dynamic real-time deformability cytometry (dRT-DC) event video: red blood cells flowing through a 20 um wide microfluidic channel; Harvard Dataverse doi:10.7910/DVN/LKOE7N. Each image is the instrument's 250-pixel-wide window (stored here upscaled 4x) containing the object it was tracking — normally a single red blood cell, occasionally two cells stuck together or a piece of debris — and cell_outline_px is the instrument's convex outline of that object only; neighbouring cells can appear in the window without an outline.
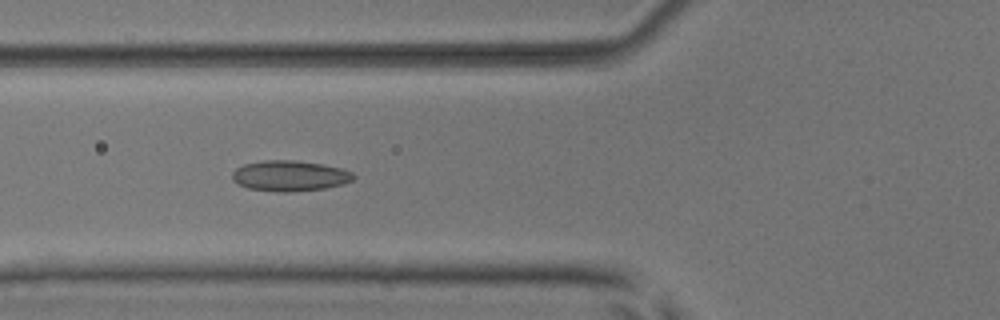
{"species": "common noctule bat (a hibernating species)", "species_latin": "Nyctalus noctula", "temperature_condition": "room temperature", "stored_images_in_passage": 7, "camera_frame_rate_fps": 3000, "um_per_image_px": 0.085, "animal": {"sex": "male", "body_mass_g": 17.9, "forearm_length_mm": 54.2}, "frame": {"image": 1, "passage_image": 5, "time_ms": 5.333, "image_size_px": [1000, 320], "cell_outline_px": [[356, 176], [352, 180], [344, 184], [324, 188], [288, 192], [276, 192], [248, 188], [232, 180], [232, 172], [236, 168], [244, 164], [264, 160], [292, 160], [320, 164], [340, 168], [352, 172]], "centroid_in_image_um": [24.62, 14.95], "position_along_channel_um": 101.2, "area_um2": 21.5}}
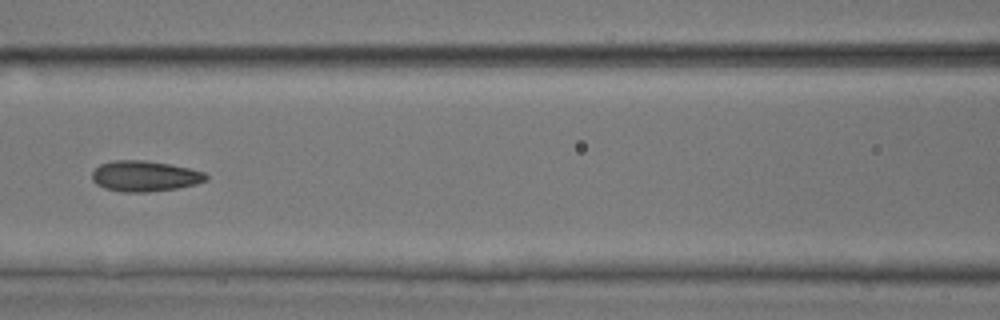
{"frame": {"image": 2, "passage_image": 6, "time_ms": 6.667, "image_size_px": [1000, 320], "cell_outline_px": [[208, 176], [204, 180], [196, 184], [176, 188], [148, 192], [124, 192], [104, 188], [96, 184], [92, 180], [92, 172], [100, 164], [112, 160], [144, 160], [168, 164], [188, 168], [204, 172]], "centroid_in_image_um": [12.26, 14.97], "position_along_channel_um": 154.3, "area_um2": 20.23}}
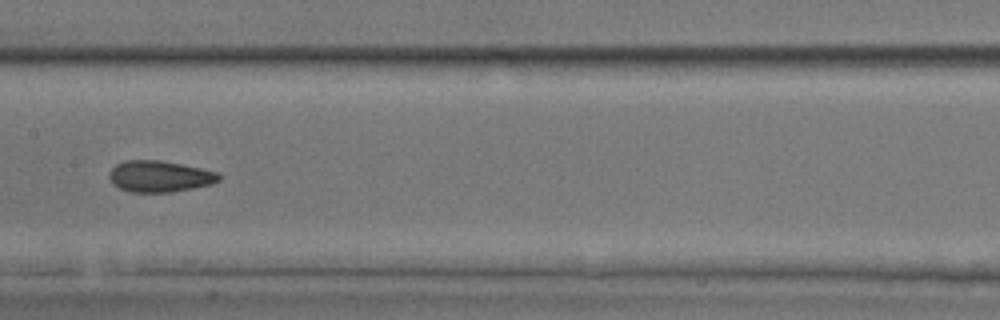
{"frame": {"image": 3, "passage_image": 7, "time_ms": 7.667, "image_size_px": [1000, 320], "cell_outline_px": [[220, 180], [212, 184], [172, 192], [132, 192], [120, 188], [112, 184], [108, 176], [112, 168], [116, 164], [124, 160], [160, 160], [200, 168], [216, 172], [220, 176]], "centroid_in_image_um": [13.54, 14.99], "position_along_channel_um": 193.9, "area_um2": 19.94}}